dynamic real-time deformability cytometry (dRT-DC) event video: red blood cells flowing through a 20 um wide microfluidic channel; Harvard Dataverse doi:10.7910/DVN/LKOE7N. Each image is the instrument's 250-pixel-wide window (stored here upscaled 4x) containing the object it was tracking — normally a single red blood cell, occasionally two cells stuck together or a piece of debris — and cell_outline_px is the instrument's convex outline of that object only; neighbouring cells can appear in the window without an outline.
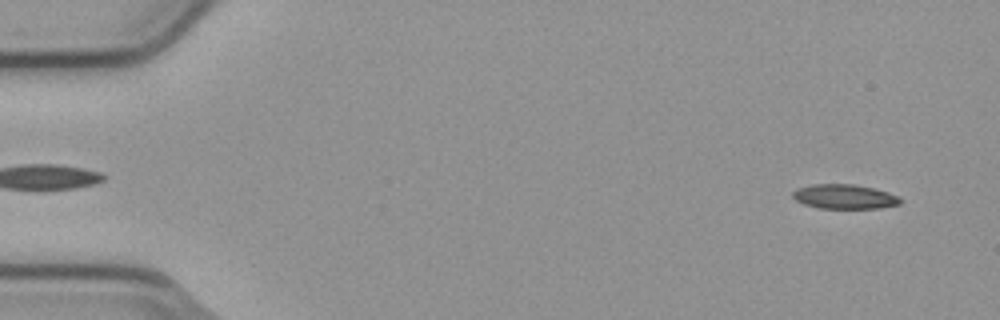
{"species": "common noctule bat (a hibernating species)", "species_latin": "Nyctalus noctula", "temperature_condition": "cold", "stored_images_in_passage": 6, "camera_frame_rate_fps": 3000, "um_per_image_px": 0.085, "animal": {"sex": "male", "body_mass_g": 23.1, "forearm_length_mm": 52.7}, "frame": {"image": 1, "passage_image": 1, "time_ms": 0.0, "image_size_px": [1000, 320], "cell_outline_px": [[904, 200], [900, 204], [880, 208], [820, 208], [804, 204], [796, 200], [792, 196], [792, 192], [796, 188], [812, 184], [852, 184], [872, 188], [888, 192], [900, 196]], "centroid_in_image_um": [71.8, 16.71], "position_along_channel_um": 13.2, "area_um2": 15.43}}
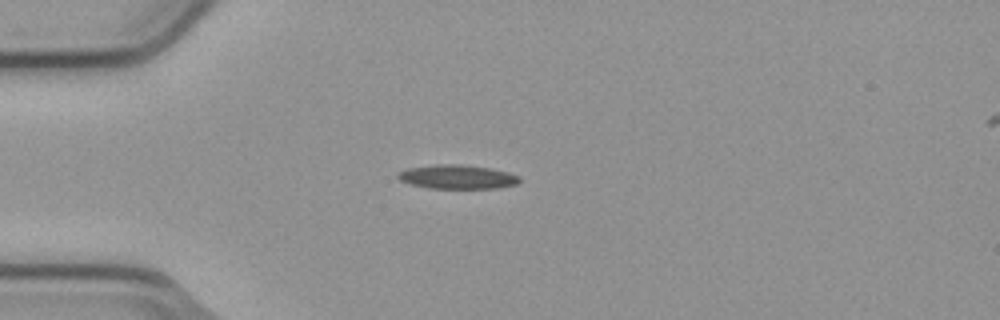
{"frame": {"image": 2, "passage_image": 4, "time_ms": 1.0, "image_size_px": [1000, 320], "cell_outline_px": [[520, 180], [516, 184], [496, 188], [428, 188], [412, 184], [400, 180], [396, 176], [400, 172], [408, 168], [436, 164], [460, 164], [488, 168], [508, 172], [516, 176]], "centroid_in_image_um": [38.84, 15.03], "position_along_channel_um": 46.2, "area_um2": 16.7}}
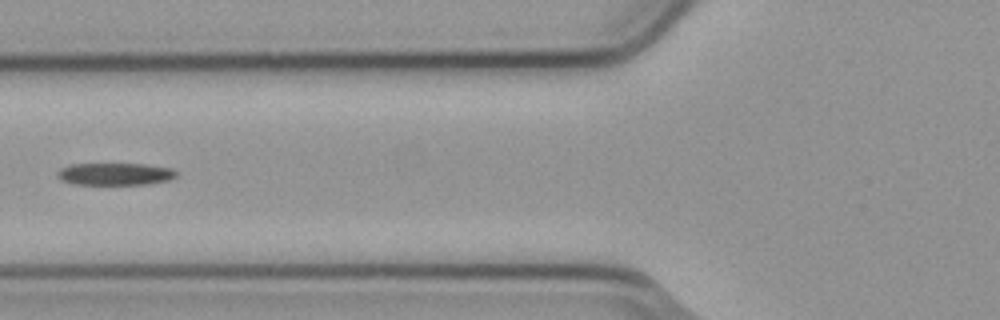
{"frame": {"image": 3, "passage_image": 6, "time_ms": 1.667, "image_size_px": [1000, 320], "cell_outline_px": [[176, 176], [168, 180], [148, 184], [72, 184], [60, 180], [56, 176], [56, 172], [60, 168], [68, 164], [144, 164], [172, 168], [176, 172]], "centroid_in_image_um": [9.72, 14.79], "position_along_channel_um": 116.1, "area_um2": 15.49}}